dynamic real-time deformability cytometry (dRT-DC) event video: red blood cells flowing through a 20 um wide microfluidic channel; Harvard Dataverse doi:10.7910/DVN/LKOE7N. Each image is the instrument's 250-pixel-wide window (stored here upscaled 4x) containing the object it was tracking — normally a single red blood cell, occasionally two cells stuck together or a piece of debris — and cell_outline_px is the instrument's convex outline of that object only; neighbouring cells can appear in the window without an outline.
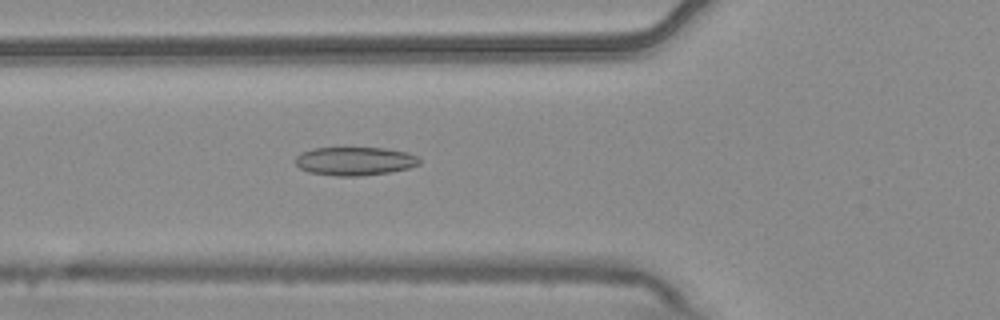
{"species": "common noctule bat (a hibernating species)", "species_latin": "Nyctalus noctula", "temperature_condition": "warm", "stored_images_in_passage": 5, "camera_frame_rate_fps": 3000, "um_per_image_px": 0.085, "animal": {"sex": "male", "body_mass_g": 20.4}, "frame": {"image": 1, "passage_image": 5, "time_ms": 1.333, "image_size_px": [1000, 320], "cell_outline_px": [[420, 164], [408, 168], [392, 172], [360, 176], [336, 176], [308, 172], [300, 168], [296, 164], [296, 156], [312, 148], [384, 148], [408, 152], [416, 156], [420, 160]], "centroid_in_image_um": [30.18, 13.7], "position_along_channel_um": 95.6, "area_um2": 20.58}}